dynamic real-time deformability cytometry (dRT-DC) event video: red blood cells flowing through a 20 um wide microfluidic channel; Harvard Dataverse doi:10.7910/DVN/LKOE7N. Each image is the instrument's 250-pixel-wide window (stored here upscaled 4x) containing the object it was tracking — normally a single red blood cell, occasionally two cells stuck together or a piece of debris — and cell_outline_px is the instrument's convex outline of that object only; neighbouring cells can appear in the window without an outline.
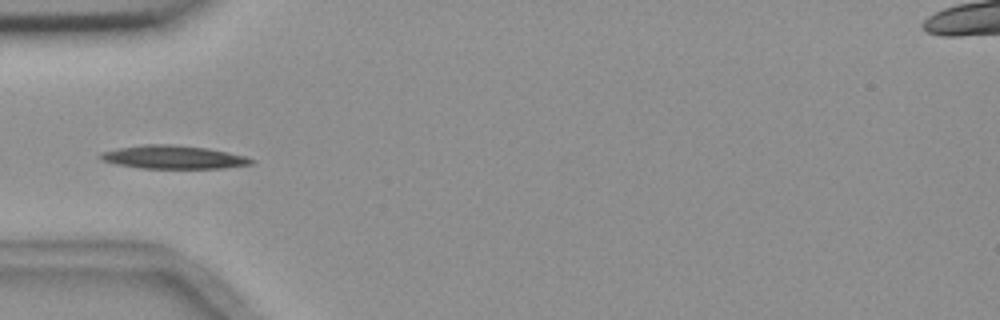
{"species": "common noctule bat (a hibernating species)", "species_latin": "Nyctalus noctula", "temperature_condition": "room temperature", "stored_images_in_passage": 6, "camera_frame_rate_fps": 3000, "um_per_image_px": 0.085, "animal": {"sex": "female", "body_mass_g": 18.4}, "frame": {"image": 1, "passage_image": 4, "time_ms": 3.333, "image_size_px": [1000, 320], "cell_outline_px": [[256, 160], [252, 164], [224, 168], [140, 168], [116, 164], [104, 160], [96, 156], [100, 152], [116, 148], [144, 144], [176, 144], [208, 148], [228, 152], [244, 156]], "centroid_in_image_um": [14.71, 13.35], "position_along_channel_um": 70.3, "area_um2": 20.63}}
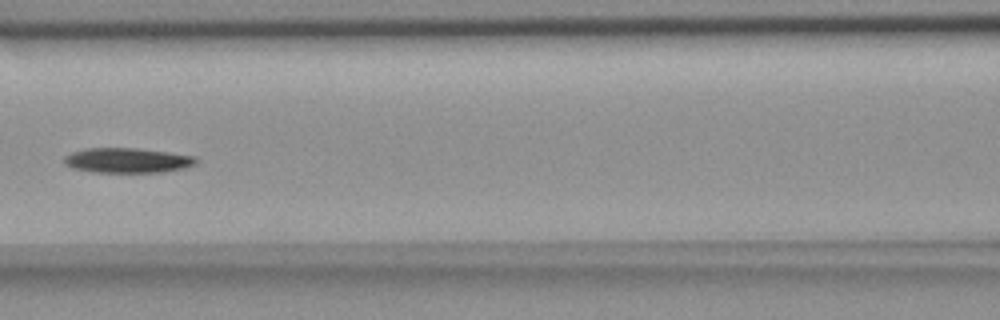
{"frame": {"image": 2, "passage_image": 6, "time_ms": 5.667, "image_size_px": [1000, 320], "cell_outline_px": [[200, 160], [196, 164], [184, 168], [164, 172], [92, 172], [72, 168], [64, 164], [64, 156], [72, 152], [84, 148], [136, 148], [168, 152], [196, 156]], "centroid_in_image_um": [10.84, 13.63], "position_along_channel_um": 155.8, "area_um2": 19.36}}